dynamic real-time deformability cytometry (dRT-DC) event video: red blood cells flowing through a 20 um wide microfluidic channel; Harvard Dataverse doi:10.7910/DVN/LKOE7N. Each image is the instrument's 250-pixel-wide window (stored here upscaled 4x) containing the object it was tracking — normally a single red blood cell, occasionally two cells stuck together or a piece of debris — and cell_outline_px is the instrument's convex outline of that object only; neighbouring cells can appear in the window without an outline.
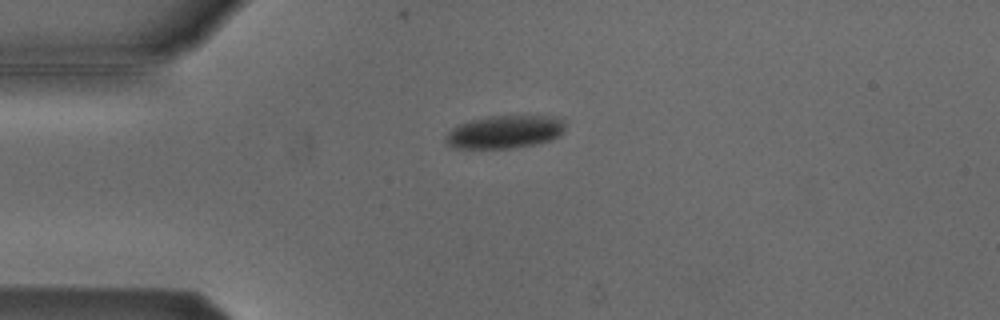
{"species": "Egyptian fruit bat (a non-hibernating species)", "species_latin": "Rousettus aegyptiacus", "temperature_condition": "cold", "stored_images_in_passage": 6, "camera_frame_rate_fps": 3000, "um_per_image_px": 0.085, "animal": {"sex": "male"}, "frame": {"image": 1, "passage_image": 1, "time_ms": 0.0, "image_size_px": [1000, 320], "cell_outline_px": [[564, 132], [560, 136], [536, 144], [512, 148], [456, 148], [448, 144], [444, 140], [444, 136], [452, 128], [460, 124], [472, 120], [488, 116], [548, 116], [560, 120], [564, 124]], "centroid_in_image_um": [42.87, 11.22], "position_along_channel_um": 42.1, "area_um2": 22.72}}
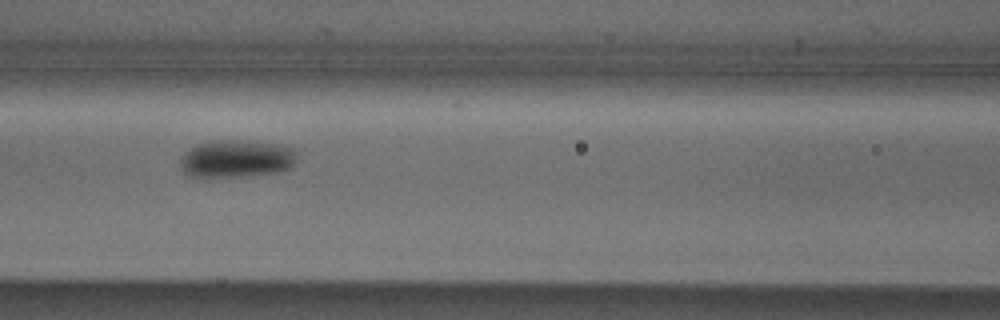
{"frame": {"image": 2, "passage_image": 4, "time_ms": 1.0, "image_size_px": [1000, 320], "cell_outline_px": [[296, 160], [288, 168], [280, 172], [232, 176], [188, 176], [180, 168], [180, 156], [184, 152], [196, 144], [208, 140], [252, 140], [292, 148], [296, 152]], "centroid_in_image_um": [20.03, 13.46], "position_along_channel_um": 146.6, "area_um2": 25.49}}
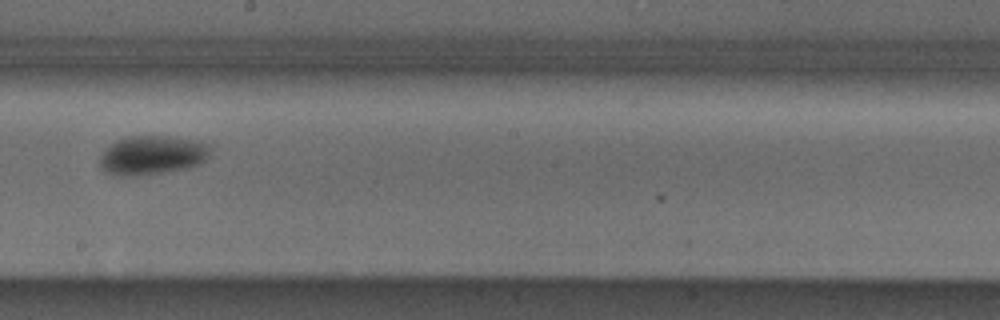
{"frame": {"image": 3, "passage_image": 6, "time_ms": 1.667, "image_size_px": [1000, 320], "cell_outline_px": [[212, 148], [208, 156], [200, 164], [188, 168], [164, 172], [136, 176], [116, 176], [100, 168], [100, 156], [108, 144], [116, 140], [128, 136], [172, 136], [212, 144]], "centroid_in_image_um": [12.93, 13.18], "position_along_channel_um": 235.3, "area_um2": 25.49}}